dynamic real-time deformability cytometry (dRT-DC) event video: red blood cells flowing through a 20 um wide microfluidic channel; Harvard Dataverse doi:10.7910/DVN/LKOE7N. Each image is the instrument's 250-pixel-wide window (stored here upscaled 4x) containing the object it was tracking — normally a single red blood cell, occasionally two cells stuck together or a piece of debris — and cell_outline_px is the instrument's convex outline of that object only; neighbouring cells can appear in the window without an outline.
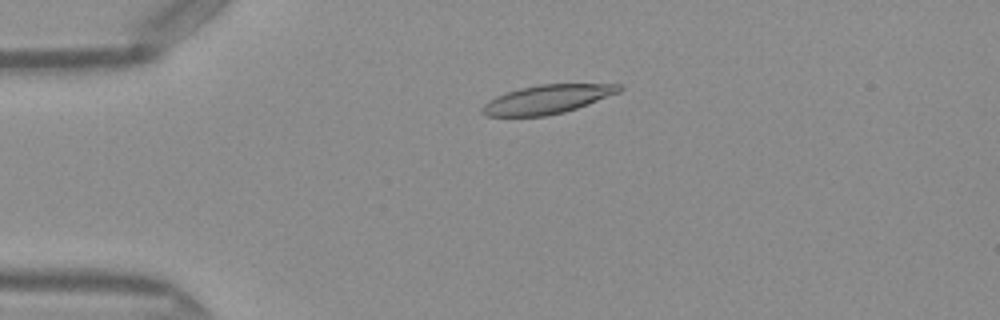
{"species": "Egyptian fruit bat (a non-hibernating species)", "species_latin": "Rousettus aegyptiacus", "temperature_condition": "warm", "stored_images_in_passage": 50, "camera_frame_rate_fps": 3000, "um_per_image_px": 0.085, "frame": {"image": 1, "passage_image": 12, "time_ms": 3.667, "image_size_px": [1000, 320], "cell_outline_px": [[624, 88], [620, 92], [588, 104], [564, 112], [544, 116], [488, 116], [480, 112], [480, 108], [488, 100], [496, 96], [520, 88], [540, 84], [624, 84]], "centroid_in_image_um": [46.52, 8.43], "position_along_channel_um": 38.5, "area_um2": 22.95}}
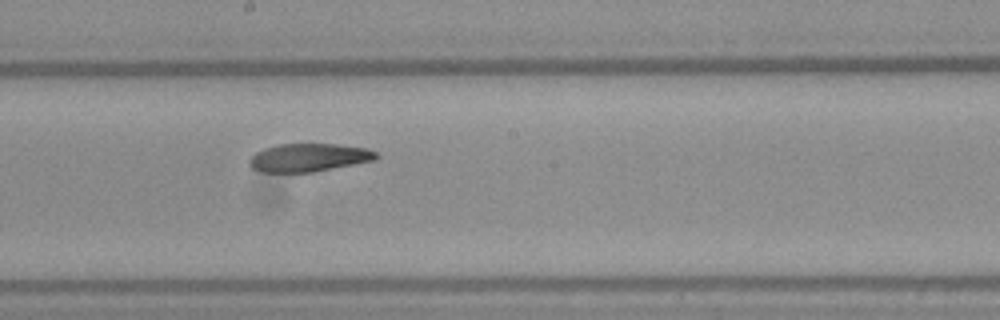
{"frame": {"image": 2, "passage_image": 28, "time_ms": 9.0, "image_size_px": [1000, 320], "cell_outline_px": [[380, 156], [376, 160], [312, 172], [264, 172], [252, 168], [248, 164], [248, 160], [256, 152], [264, 148], [276, 144], [336, 144], [368, 148], [376, 152]], "centroid_in_image_um": [26.26, 13.38], "position_along_channel_um": 221.9, "area_um2": 20.87}}
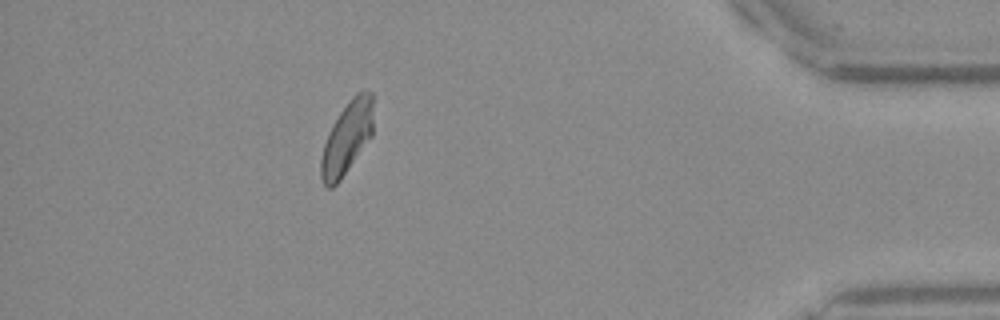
{"frame": {"image": 3, "passage_image": 45, "time_ms": 14.667, "image_size_px": [1000, 320], "cell_outline_px": [[372, 136], [340, 180], [332, 188], [328, 188], [324, 184], [320, 176], [320, 160], [324, 144], [328, 132], [332, 124], [340, 112], [352, 96], [356, 92], [364, 88], [372, 92]], "centroid_in_image_um": [29.48, 11.7], "position_along_channel_um": 405.7, "area_um2": 22.14}, "authors_computed_cell_mechanics": {"area_um2": 22.542, "velocity_mm_per_s": 4.0827, "shape_relaxation_time_tau1_ms": 4.9004, "shape_relaxation_time_tau2_ms": 2.794, "deformation_change_tau1": 0.1761, "deformation_change_tau2": 0.0968}}